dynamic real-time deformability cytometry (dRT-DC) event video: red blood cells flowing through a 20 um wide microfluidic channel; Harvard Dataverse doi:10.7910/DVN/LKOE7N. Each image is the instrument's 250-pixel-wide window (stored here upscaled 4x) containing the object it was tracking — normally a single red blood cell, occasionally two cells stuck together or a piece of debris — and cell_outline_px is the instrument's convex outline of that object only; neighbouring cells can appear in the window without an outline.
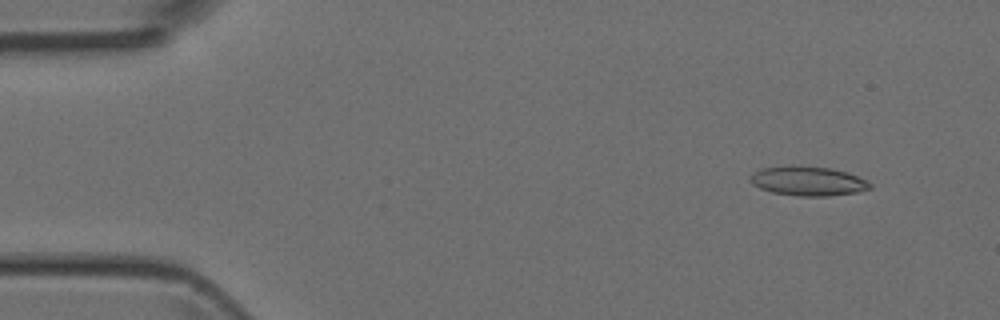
{"species": "Egyptian fruit bat (a non-hibernating species)", "species_latin": "Rousettus aegyptiacus", "temperature_condition": "room temperature", "stored_images_in_passage": 47, "camera_frame_rate_fps": 3000, "um_per_image_px": 0.085, "animal": {"sex": "female"}, "frame": {"image": 1, "passage_image": 4, "time_ms": 1.0, "image_size_px": [1000, 320], "cell_outline_px": [[872, 188], [860, 192], [828, 196], [800, 196], [772, 192], [760, 188], [752, 184], [748, 180], [760, 168], [792, 164], [828, 168], [848, 172], [872, 184]], "centroid_in_image_um": [68.67, 15.38], "position_along_channel_um": 16.3, "area_um2": 20.63}}
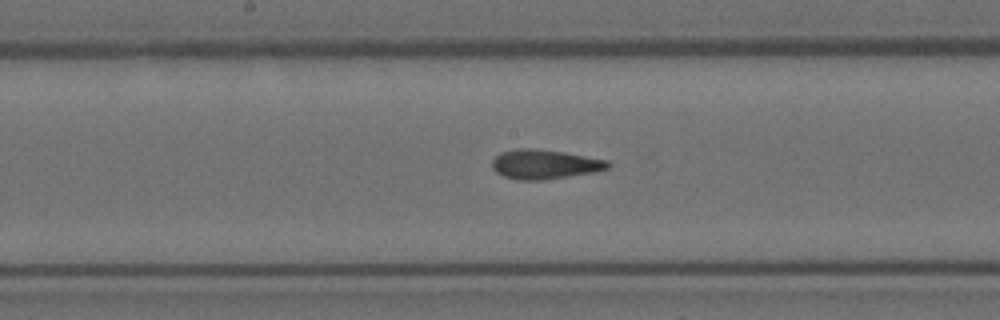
{"frame": {"image": 2, "passage_image": 24, "time_ms": 7.667, "image_size_px": [1000, 320], "cell_outline_px": [[612, 164], [608, 168], [592, 172], [544, 180], [516, 180], [504, 176], [496, 172], [492, 168], [492, 160], [500, 152], [516, 148], [532, 148], [564, 152], [608, 160]], "centroid_in_image_um": [46.27, 13.96], "position_along_channel_um": 201.9, "area_um2": 19.88}}
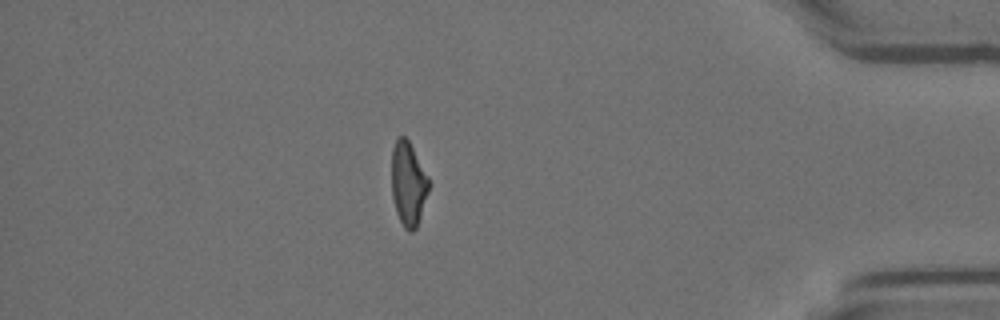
{"frame": {"image": 3, "passage_image": 41, "time_ms": 13.333, "image_size_px": [1000, 320], "cell_outline_px": [[428, 192], [416, 228], [412, 232], [408, 232], [404, 228], [396, 212], [392, 196], [392, 148], [396, 140], [400, 136], [404, 136], [408, 140], [428, 176]], "centroid_in_image_um": [34.69, 15.63], "position_along_channel_um": 400.5, "area_um2": 17.92}}